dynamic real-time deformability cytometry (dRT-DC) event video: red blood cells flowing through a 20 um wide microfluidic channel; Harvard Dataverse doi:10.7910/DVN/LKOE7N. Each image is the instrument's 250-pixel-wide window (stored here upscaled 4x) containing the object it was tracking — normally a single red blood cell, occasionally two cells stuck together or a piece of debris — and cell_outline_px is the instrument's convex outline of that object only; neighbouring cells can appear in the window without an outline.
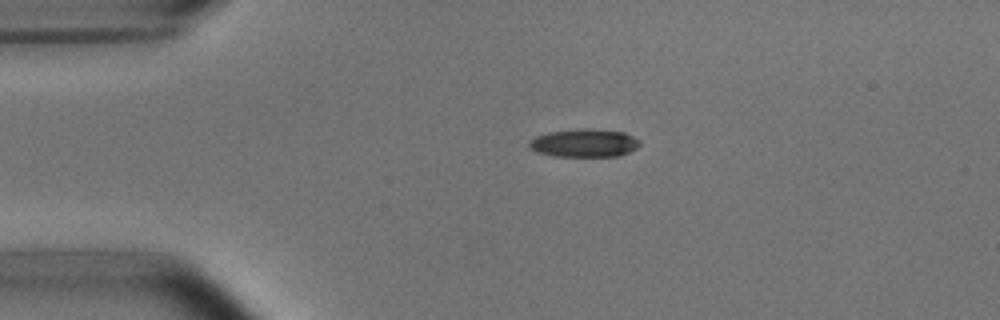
{"species": "common noctule bat (a hibernating species)", "species_latin": "Nyctalus noctula", "temperature_condition": "room temperature", "stored_images_in_passage": 2, "camera_frame_rate_fps": 3000, "um_per_image_px": 0.085, "animal": {"sex": "male", "body_mass_g": 15.6}, "frame": {"image": 1, "passage_image": 1, "time_ms": 0.0, "image_size_px": [1000, 320], "cell_outline_px": [[640, 144], [636, 148], [620, 156], [552, 156], [536, 152], [528, 144], [536, 136], [548, 132], [580, 128], [584, 128], [624, 132], [640, 140]], "centroid_in_image_um": [49.67, 12.15], "position_along_channel_um": 35.3, "area_um2": 18.03}}